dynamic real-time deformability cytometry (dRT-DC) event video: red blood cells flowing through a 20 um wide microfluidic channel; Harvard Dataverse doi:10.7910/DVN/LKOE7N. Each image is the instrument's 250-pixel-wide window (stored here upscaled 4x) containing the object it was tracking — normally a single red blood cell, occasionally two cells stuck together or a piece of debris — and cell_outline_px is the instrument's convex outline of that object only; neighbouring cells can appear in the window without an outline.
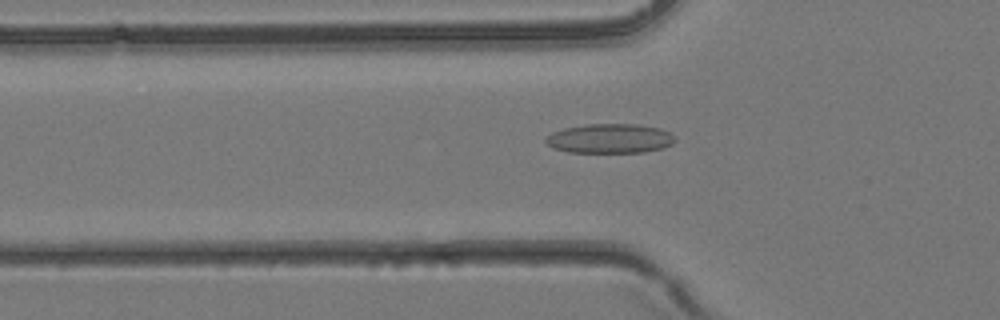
{"species": "common noctule bat (a hibernating species)", "species_latin": "Nyctalus noctula", "temperature_condition": "room temperature", "stored_images_in_passage": 30, "camera_frame_rate_fps": 3000, "um_per_image_px": 0.085, "animal": {"sex": "female", "body_mass_g": 24.6, "forearm_length_mm": 56.2}, "frame": {"image": 1, "passage_image": 9, "time_ms": 2.667, "image_size_px": [1000, 320], "cell_outline_px": [[676, 140], [672, 144], [660, 148], [644, 152], [568, 152], [552, 148], [544, 140], [552, 132], [564, 128], [584, 124], [636, 124], [660, 128], [668, 132]], "centroid_in_image_um": [51.8, 11.77], "position_along_channel_um": 74.0, "area_um2": 22.08}}
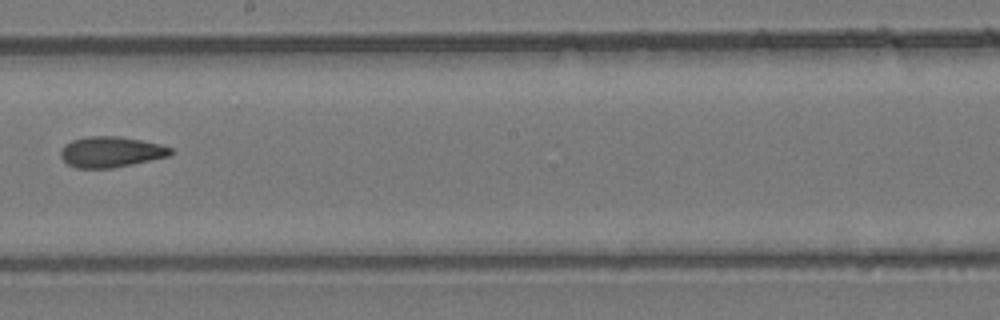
{"frame": {"image": 2, "passage_image": 18, "time_ms": 5.667, "image_size_px": [1000, 320], "cell_outline_px": [[176, 152], [172, 156], [112, 168], [76, 168], [68, 164], [60, 156], [60, 152], [64, 144], [72, 140], [88, 136], [120, 136], [160, 144], [172, 148]], "centroid_in_image_um": [9.47, 12.91], "position_along_channel_um": 238.7, "area_um2": 19.88}}
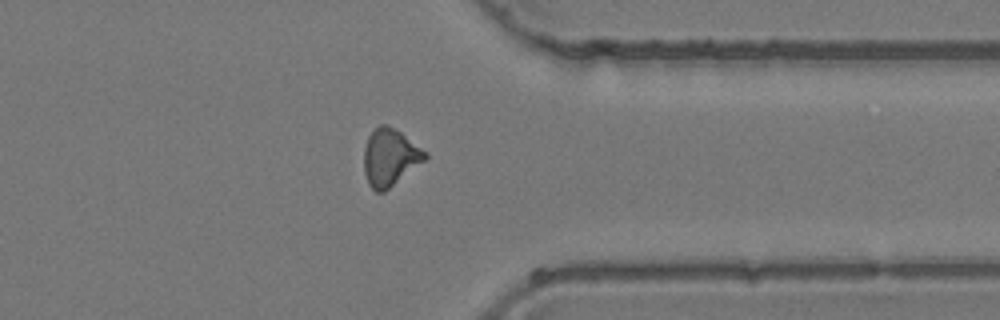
{"frame": {"image": 3, "passage_image": 26, "time_ms": 8.333, "image_size_px": [1000, 320], "cell_outline_px": [[428, 156], [424, 160], [384, 192], [376, 192], [368, 184], [364, 172], [364, 148], [368, 136], [380, 124], [388, 124], [400, 132], [428, 152]], "centroid_in_image_um": [33.13, 13.36], "position_along_channel_um": 378.3, "area_um2": 20.17}}